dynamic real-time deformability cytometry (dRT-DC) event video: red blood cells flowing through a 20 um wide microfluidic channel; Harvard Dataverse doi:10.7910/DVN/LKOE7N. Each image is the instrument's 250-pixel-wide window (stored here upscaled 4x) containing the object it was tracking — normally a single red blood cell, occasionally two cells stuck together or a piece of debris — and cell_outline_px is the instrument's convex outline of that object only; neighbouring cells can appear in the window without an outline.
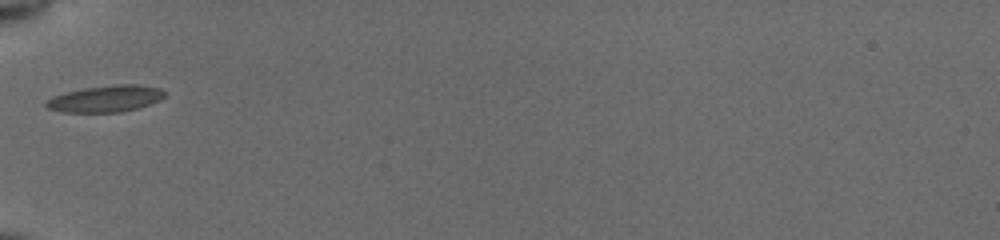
{"species": "common noctule bat (a hibernating species)", "species_latin": "Nyctalus noctula", "temperature_condition": "cold", "stored_images_in_passage": 34, "camera_frame_rate_fps": 3000, "um_per_image_px": 0.085, "animal": {"sex": "female", "body_mass_g": 19.5, "forearm_length_mm": 54.1}, "frame": {"image": 1, "passage_image": 1, "time_ms": 0.0, "image_size_px": [1000, 240], "cell_outline_px": [[164, 96], [160, 100], [136, 108], [120, 112], [60, 112], [48, 108], [44, 104], [52, 96], [84, 88], [116, 84], [140, 84], [160, 88], [164, 92]], "centroid_in_image_um": [8.98, 8.38], "position_along_channel_um": 76.0, "area_um2": 18.21}}
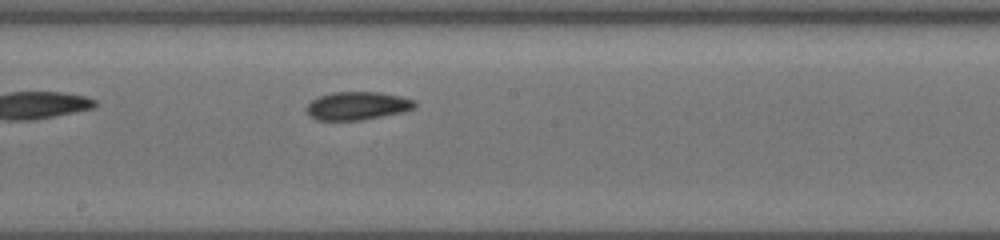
{"frame": {"image": 2, "passage_image": 12, "time_ms": 3.667, "image_size_px": [1000, 240], "cell_outline_px": [[416, 108], [400, 112], [360, 120], [316, 120], [308, 116], [304, 108], [312, 100], [320, 96], [332, 92], [380, 92], [400, 96], [416, 100]], "centroid_in_image_um": [30.34, 8.99], "position_along_channel_um": 217.9, "area_um2": 17.8}}
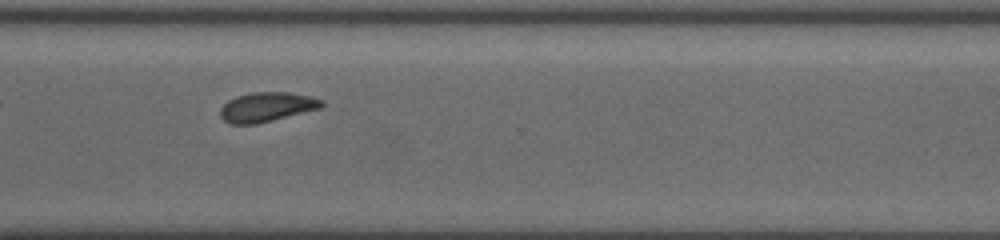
{"frame": {"image": 3, "passage_image": 22, "time_ms": 7.0, "image_size_px": [1000, 240], "cell_outline_px": [[324, 104], [320, 108], [256, 124], [228, 124], [220, 116], [220, 108], [228, 100], [236, 96], [252, 92], [292, 92], [312, 96], [324, 100]], "centroid_in_image_um": [22.67, 9.08], "position_along_channel_um": 347.9, "area_um2": 17.51}, "authors_computed_cell_mechanics": {"area_um2": 17.3978, "velocity_mm_per_s": 3.9021, "shape_relaxation_time_tau1_ms": 5.8588, "shape_relaxation_time_tau2_ms": 4.9091, "deformation_change_tau1": 0.1202, "deformation_change_tau2": 0.09}}